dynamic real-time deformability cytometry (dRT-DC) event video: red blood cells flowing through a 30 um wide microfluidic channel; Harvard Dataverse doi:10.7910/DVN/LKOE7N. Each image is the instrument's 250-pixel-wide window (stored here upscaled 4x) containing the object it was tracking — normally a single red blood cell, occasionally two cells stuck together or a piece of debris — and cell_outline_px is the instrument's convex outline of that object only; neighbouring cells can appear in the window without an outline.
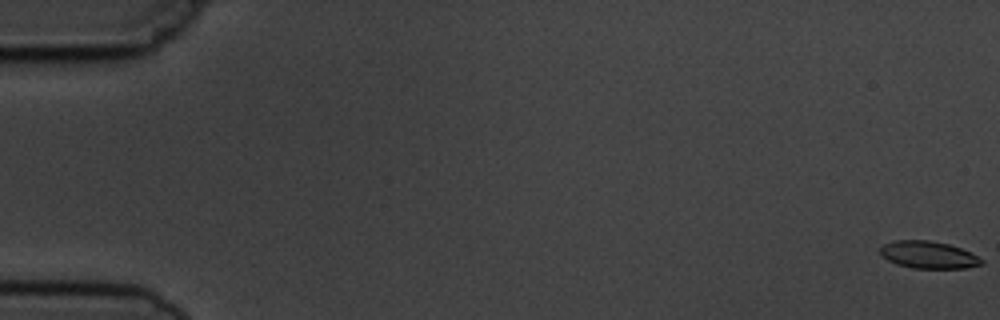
{"species": "common noctule bat (a hibernating species)", "species_latin": "Nyctalus noctula", "temperature_condition": "cold", "stored_images_in_passage": 6, "camera_frame_rate_fps": 3000, "um_per_image_px": 0.085, "animal": {"sex": "male", "body_mass_g": 19.5, "forearm_length_mm": 54.6}, "frame": {"image": 1, "passage_image": 1, "time_ms": 0.0, "image_size_px": [1000, 320], "cell_outline_px": [[984, 264], [968, 268], [912, 268], [896, 264], [880, 256], [880, 248], [884, 244], [896, 240], [928, 240], [948, 244], [972, 252], [984, 260]], "centroid_in_image_um": [78.94, 21.67], "position_along_channel_um": 6.1, "area_um2": 16.24}}
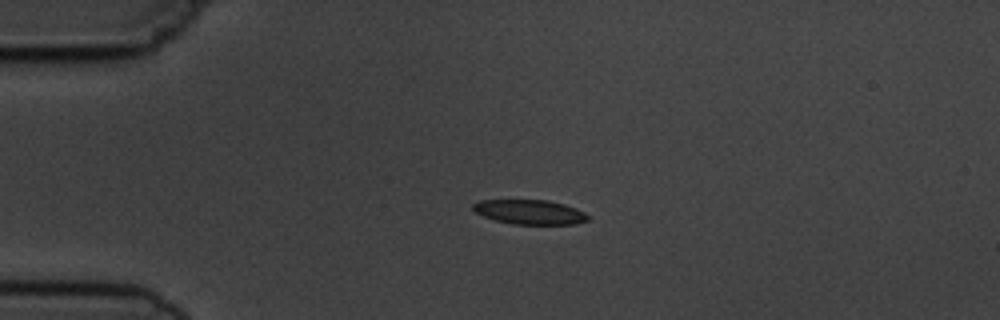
{"frame": {"image": 2, "passage_image": 5, "time_ms": 4.333, "image_size_px": [1000, 320], "cell_outline_px": [[588, 220], [576, 224], [512, 224], [496, 220], [472, 212], [472, 204], [480, 200], [548, 200], [564, 204], [576, 208], [584, 212], [588, 216]], "centroid_in_image_um": [45.0, 18.02], "position_along_channel_um": 40.0, "area_um2": 16.47}}